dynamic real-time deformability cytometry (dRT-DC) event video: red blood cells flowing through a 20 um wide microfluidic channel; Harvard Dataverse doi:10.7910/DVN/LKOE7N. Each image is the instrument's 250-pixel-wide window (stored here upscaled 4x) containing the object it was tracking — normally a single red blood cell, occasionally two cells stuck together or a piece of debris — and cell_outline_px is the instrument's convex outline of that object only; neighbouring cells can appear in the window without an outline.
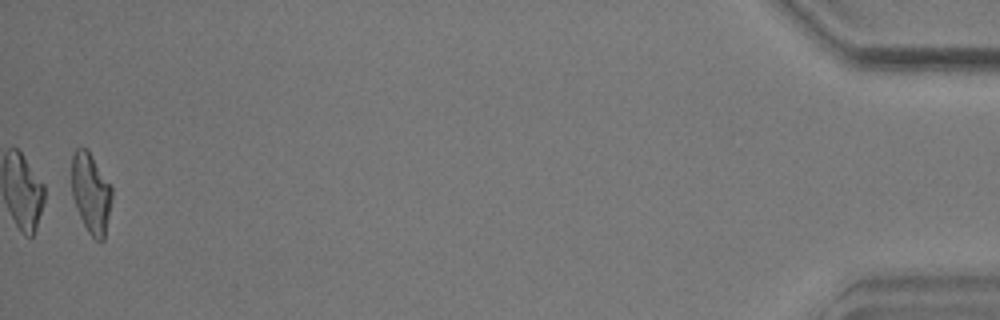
{"species": "common noctule bat (a hibernating species)", "species_latin": "Nyctalus noctula", "temperature_condition": "warm", "stored_images_in_passage": 48, "camera_frame_rate_fps": 3000, "um_per_image_px": 0.085, "animal": {"sex": "male", "body_mass_g": 17.9}, "frame": {"image": 1, "passage_image": 47, "time_ms": 15.333, "image_size_px": [1000, 320], "cell_outline_px": [[112, 196], [104, 240], [96, 240], [88, 232], [76, 208], [72, 196], [72, 152], [76, 148], [88, 148], [112, 184]], "centroid_in_image_um": [7.74, 16.35], "position_along_channel_um": 427.5, "area_um2": 19.07}, "authors_computed_cell_mechanics": {"area_um2": 18.9295, "velocity_mm_per_s": 3.5936, "shape_relaxation_time_tau1_ms": 4.5932, "shape_relaxation_time_tau2_ms": 1.5565, "deformation_change_tau1": 0.1951, "deformation_change_tau2": 0.0969}}